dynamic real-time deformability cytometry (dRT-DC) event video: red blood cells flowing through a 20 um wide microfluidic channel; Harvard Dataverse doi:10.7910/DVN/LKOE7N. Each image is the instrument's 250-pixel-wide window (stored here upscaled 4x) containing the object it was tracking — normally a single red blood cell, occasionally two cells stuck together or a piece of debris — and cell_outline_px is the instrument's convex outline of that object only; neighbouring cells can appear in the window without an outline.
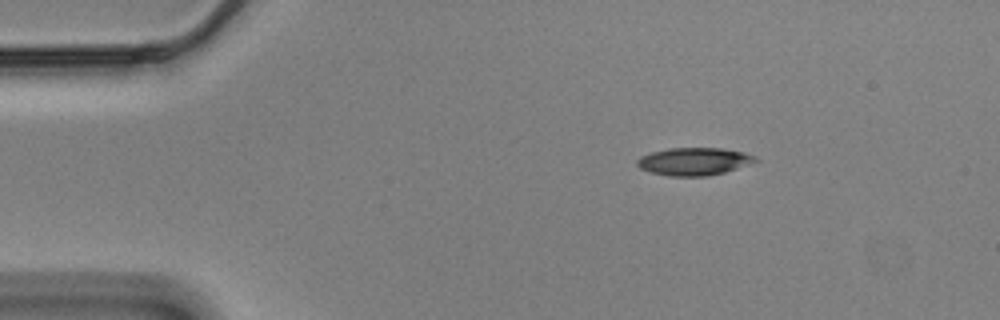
{"species": "Egyptian fruit bat (a non-hibernating species)", "species_latin": "Rousettus aegyptiacus", "temperature_condition": "cold", "stored_images_in_passage": 49, "camera_frame_rate_fps": 3000, "um_per_image_px": 0.085, "animal": {"sex": "male"}, "frame": {"image": 1, "passage_image": 1, "time_ms": 0.0, "image_size_px": [1000, 320], "cell_outline_px": [[760, 160], [724, 172], [708, 176], [668, 176], [652, 172], [640, 168], [636, 164], [636, 160], [640, 156], [652, 152], [668, 148], [720, 148], [744, 152], [756, 156]], "centroid_in_image_um": [58.98, 13.72], "position_along_channel_um": 26.0, "area_um2": 19.02}}
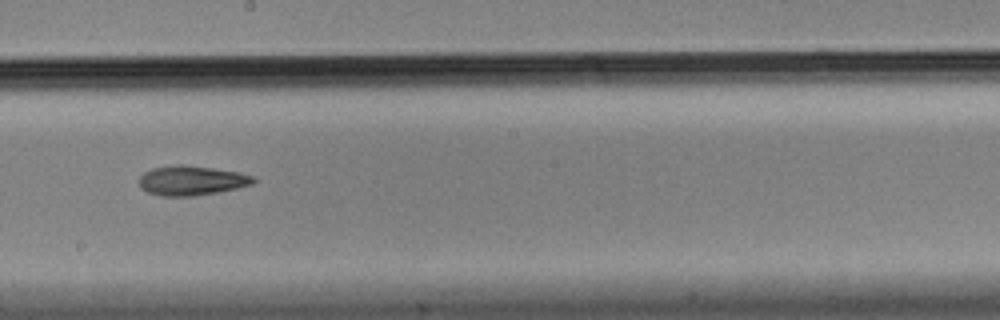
{"frame": {"image": 2, "passage_image": 24, "time_ms": 7.667, "image_size_px": [1000, 320], "cell_outline_px": [[256, 180], [252, 184], [236, 188], [216, 192], [192, 196], [160, 196], [148, 192], [140, 188], [140, 176], [144, 172], [152, 168], [176, 164], [184, 164], [240, 172], [256, 176]], "centroid_in_image_um": [16.28, 15.33], "position_along_channel_um": 231.9, "area_um2": 19.77}}
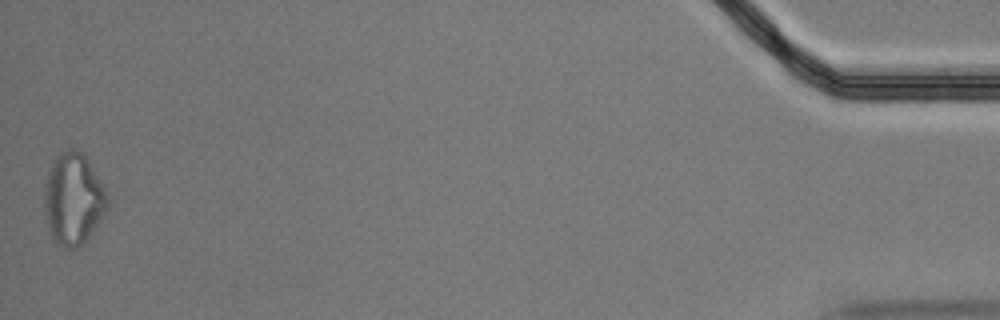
{"frame": {"image": 3, "passage_image": 49, "time_ms": 16.0, "image_size_px": [1000, 320], "cell_outline_px": [[108, 204], [100, 220], [92, 232], [76, 248], [64, 248], [56, 244], [48, 232], [44, 212], [44, 184], [48, 172], [56, 156], [60, 152], [72, 148], [80, 152], [88, 160], [104, 188], [108, 196]], "centroid_in_image_um": [6.19, 16.93], "position_along_channel_um": 429.0, "area_um2": 33.52}, "authors_computed_cell_mechanics": {"area_um2": 19.7098, "velocity_mm_per_s": 3.4795, "shape_relaxation_time_tau1_ms": 7.0523, "shape_relaxation_time_tau2_ms": null, "deformation_change_tau1": 0.1727, "deformation_change_tau2": null}}